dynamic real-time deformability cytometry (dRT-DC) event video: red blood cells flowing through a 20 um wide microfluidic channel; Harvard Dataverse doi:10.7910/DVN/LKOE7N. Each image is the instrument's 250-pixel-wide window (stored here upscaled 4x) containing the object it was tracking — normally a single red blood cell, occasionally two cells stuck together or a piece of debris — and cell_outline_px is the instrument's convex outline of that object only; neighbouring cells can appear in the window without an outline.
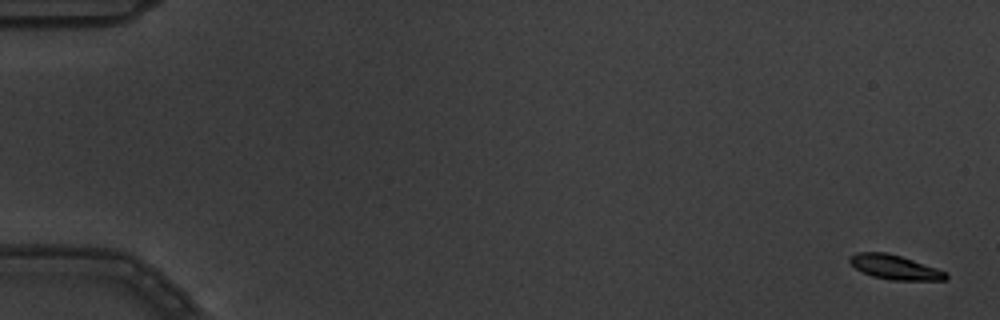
{"species": "common noctule bat (a hibernating species)", "species_latin": "Nyctalus noctula", "temperature_condition": "warm", "stored_images_in_passage": 5, "camera_frame_rate_fps": 3000, "um_per_image_px": 0.085, "animal": {"sex": "male", "body_mass_g": 19.5, "forearm_length_mm": 54.6}, "frame": {"image": 1, "passage_image": 1, "time_ms": 0.0, "image_size_px": [1000, 320], "cell_outline_px": [[948, 280], [892, 280], [872, 276], [856, 268], [848, 260], [848, 256], [856, 252], [884, 252], [900, 256], [948, 272]], "centroid_in_image_um": [76.06, 22.71], "position_along_channel_um": 8.9, "area_um2": 13.58}}
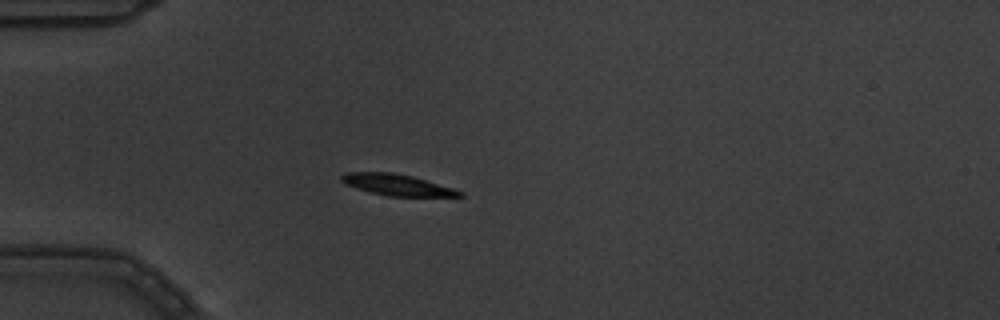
{"frame": {"image": 2, "passage_image": 5, "time_ms": 1.333, "image_size_px": [1000, 320], "cell_outline_px": [[464, 196], [388, 196], [356, 188], [344, 184], [340, 180], [340, 176], [348, 172], [392, 172], [412, 176], [452, 188], [464, 192]], "centroid_in_image_um": [33.71, 15.7], "position_along_channel_um": 51.3, "area_um2": 14.45}}